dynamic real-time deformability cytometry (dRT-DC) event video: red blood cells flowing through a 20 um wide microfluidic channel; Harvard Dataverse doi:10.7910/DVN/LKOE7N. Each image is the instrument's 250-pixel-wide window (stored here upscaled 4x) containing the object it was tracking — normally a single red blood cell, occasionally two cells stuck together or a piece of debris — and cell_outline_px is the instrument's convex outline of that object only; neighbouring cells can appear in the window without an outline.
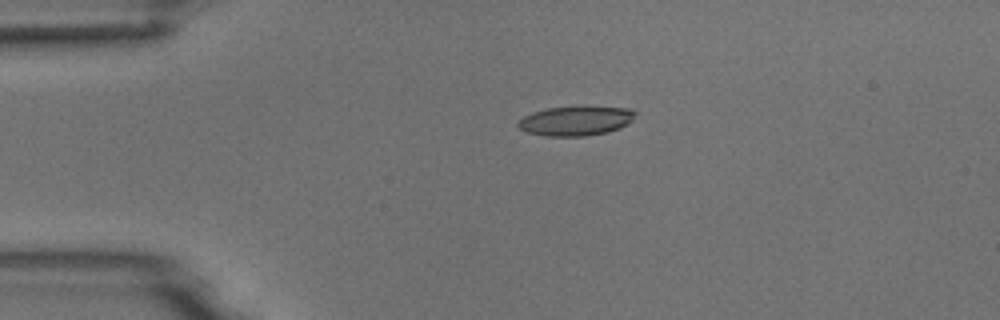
{"species": "common noctule bat (a hibernating species)", "species_latin": "Nyctalus noctula", "temperature_condition": "room temperature", "stored_images_in_passage": 2, "camera_frame_rate_fps": 3000, "um_per_image_px": 0.085, "animal": {"sex": "male", "body_mass_g": 18.8}, "frame": {"image": 1, "passage_image": 1, "time_ms": 0.0, "image_size_px": [1000, 320], "cell_outline_px": [[636, 112], [632, 120], [628, 124], [620, 128], [608, 132], [584, 136], [544, 136], [528, 132], [520, 128], [516, 124], [524, 116], [532, 112], [548, 108], [580, 104], [584, 104], [632, 108]], "centroid_in_image_um": [49.0, 10.22], "position_along_channel_um": 36.0, "area_um2": 20.92}}